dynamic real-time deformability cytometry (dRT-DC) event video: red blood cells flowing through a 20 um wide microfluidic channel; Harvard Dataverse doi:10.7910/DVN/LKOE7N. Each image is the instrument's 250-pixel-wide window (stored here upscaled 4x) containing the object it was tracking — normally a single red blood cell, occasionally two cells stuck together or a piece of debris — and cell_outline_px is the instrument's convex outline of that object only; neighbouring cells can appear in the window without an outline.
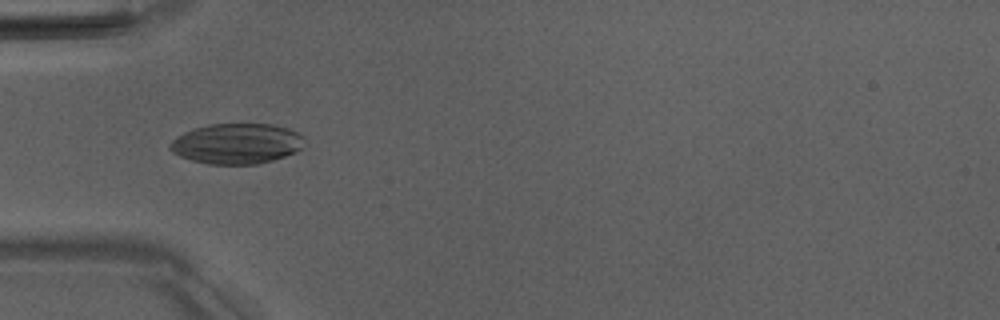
{"species": "Egyptian fruit bat (a non-hibernating species)", "species_latin": "Rousettus aegyptiacus", "temperature_condition": "room temperature", "stored_images_in_passage": 52, "camera_frame_rate_fps": 3000, "um_per_image_px": 0.085, "animal": {"sex": "male"}, "frame": {"image": 1, "passage_image": 16, "time_ms": 5.0, "image_size_px": [1000, 320], "cell_outline_px": [[304, 140], [300, 148], [296, 152], [260, 164], [208, 164], [192, 160], [180, 156], [172, 152], [168, 148], [168, 144], [176, 136], [184, 132], [208, 124], [272, 124], [288, 128], [304, 136]], "centroid_in_image_um": [20.1, 12.21], "position_along_channel_um": 64.9, "area_um2": 31.67}}
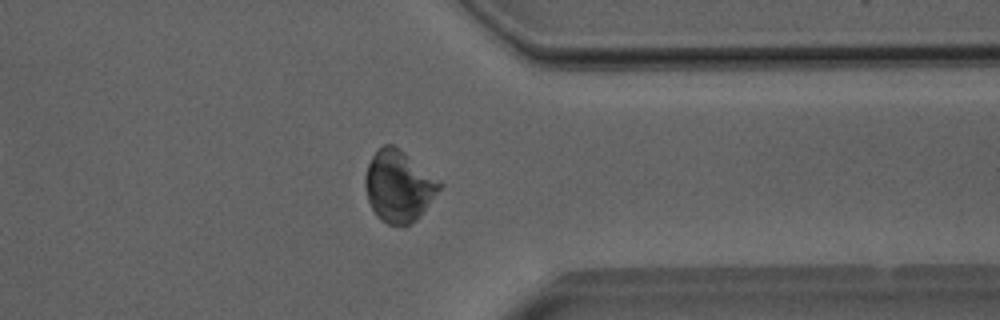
{"frame": {"image": 2, "passage_image": 40, "time_ms": 13.0, "image_size_px": [1000, 320], "cell_outline_px": [[444, 184], [420, 216], [412, 224], [404, 228], [388, 224], [380, 220], [376, 216], [368, 200], [364, 184], [364, 180], [368, 164], [372, 156], [384, 144], [392, 144], [400, 148], [440, 180]], "centroid_in_image_um": [33.9, 15.85], "position_along_channel_um": 377.5, "area_um2": 31.27}}
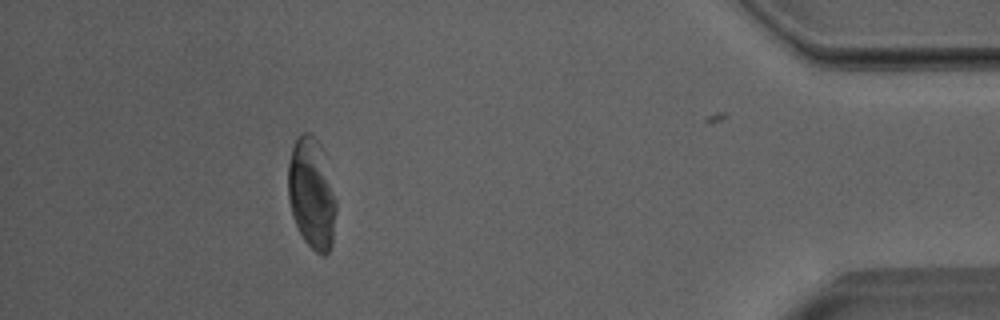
{"frame": {"image": 3, "passage_image": 46, "time_ms": 15.0, "image_size_px": [1000, 320], "cell_outline_px": [[336, 212], [332, 244], [328, 252], [324, 256], [316, 252], [304, 240], [292, 216], [288, 200], [288, 164], [292, 148], [296, 136], [300, 132], [308, 132], [320, 144], [336, 200]], "centroid_in_image_um": [26.47, 16.45], "position_along_channel_um": 408.7, "area_um2": 30.92}}